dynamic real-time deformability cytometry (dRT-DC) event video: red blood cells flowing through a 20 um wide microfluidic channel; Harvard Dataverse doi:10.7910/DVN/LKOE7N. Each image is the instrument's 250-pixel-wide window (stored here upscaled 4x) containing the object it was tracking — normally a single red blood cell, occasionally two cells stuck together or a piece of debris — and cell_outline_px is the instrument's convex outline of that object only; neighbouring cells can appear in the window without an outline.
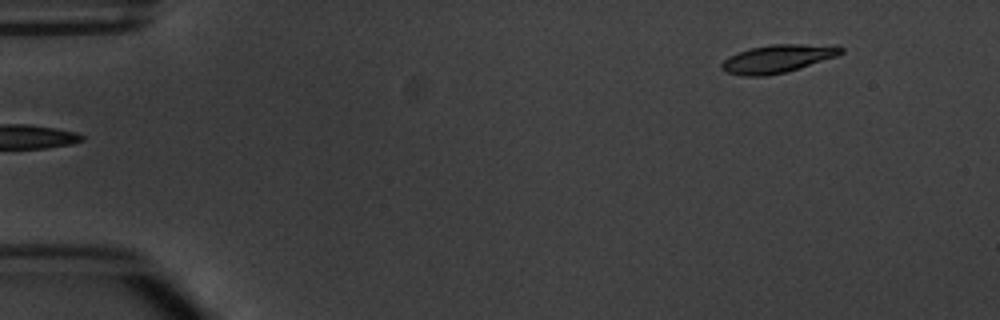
{"species": "common noctule bat (a hibernating species)", "species_latin": "Nyctalus noctula", "temperature_condition": "warm", "stored_images_in_passage": 6, "camera_frame_rate_fps": 3000, "um_per_image_px": 0.085, "animal": {"sex": "male", "body_mass_g": 20.1, "forearm_length_mm": 53.5}, "frame": {"image": 1, "passage_image": 6, "time_ms": 6.0, "image_size_px": [1000, 320], "cell_outline_px": [[844, 52], [836, 56], [800, 68], [784, 72], [764, 76], [744, 76], [728, 72], [720, 68], [720, 64], [728, 56], [752, 48], [772, 44], [840, 44], [844, 48]], "centroid_in_image_um": [66.16, 4.97], "position_along_channel_um": 18.8, "area_um2": 19.54}}